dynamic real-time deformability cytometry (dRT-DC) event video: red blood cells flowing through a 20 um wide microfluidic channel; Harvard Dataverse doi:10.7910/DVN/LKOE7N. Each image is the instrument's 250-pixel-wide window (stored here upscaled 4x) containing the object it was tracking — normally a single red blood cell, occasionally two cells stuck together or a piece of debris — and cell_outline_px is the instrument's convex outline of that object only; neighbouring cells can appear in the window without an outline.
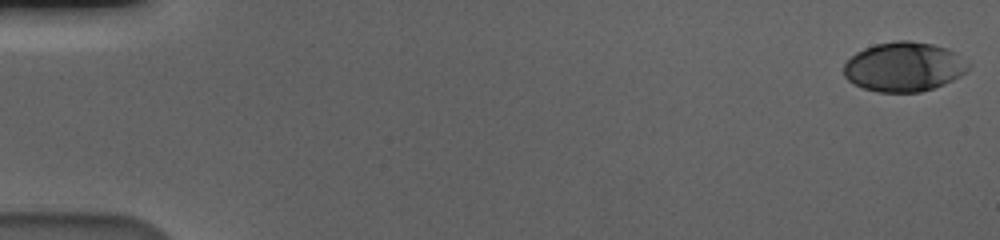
{"species": "human", "species_latin": "Homo sapiens", "temperature_condition": "cold", "stored_images_in_passage": 58, "camera_frame_rate_fps": 3000, "um_per_image_px": 0.085, "donor": {"sex": "male"}, "frame": {"image": 1, "passage_image": 1, "time_ms": 0.0, "image_size_px": [1000, 240], "cell_outline_px": [[972, 64], [960, 76], [944, 84], [920, 92], [876, 92], [864, 88], [848, 80], [844, 76], [844, 64], [856, 52], [864, 48], [876, 44], [896, 40], [908, 40], [932, 44], [948, 48], [956, 52]], "centroid_in_image_um": [76.86, 5.67], "position_along_channel_um": 8.1, "area_um2": 35.95}}
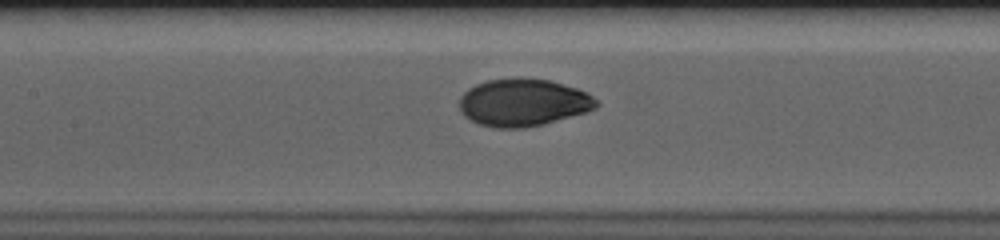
{"frame": {"image": 2, "passage_image": 28, "time_ms": 9.0, "image_size_px": [1000, 240], "cell_outline_px": [[600, 104], [596, 108], [588, 112], [544, 124], [524, 128], [492, 128], [480, 124], [464, 116], [460, 108], [460, 96], [468, 88], [476, 84], [488, 80], [548, 80], [576, 88], [588, 92]], "centroid_in_image_um": [44.49, 8.75], "position_along_channel_um": 162.9, "area_um2": 37.4}}
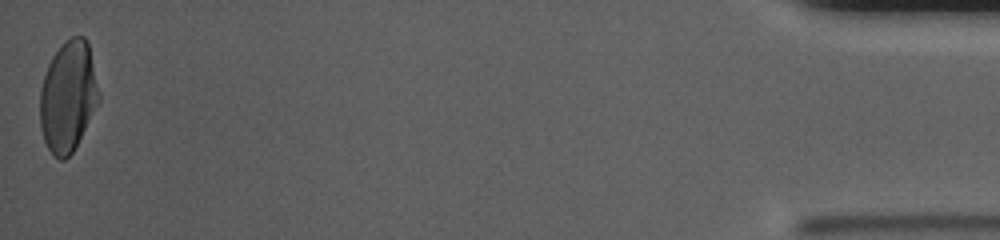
{"frame": {"image": 3, "passage_image": 58, "time_ms": 19.0, "image_size_px": [1000, 240], "cell_outline_px": [[100, 100], [72, 152], [64, 160], [60, 160], [48, 148], [44, 140], [40, 124], [40, 88], [48, 64], [52, 56], [72, 36], [84, 36], [88, 40], [100, 96]], "centroid_in_image_um": [5.79, 8.19], "position_along_channel_um": 429.4, "area_um2": 37.57}, "authors_computed_cell_mechanics": {"area_um2": 37.2232, "velocity_mm_per_s": 3.5766, "shape_relaxation_time_tau1_ms": 3.7168, "shape_relaxation_time_tau2_ms": null, "deformation_change_tau1": 0.1727, "deformation_change_tau2": null}}